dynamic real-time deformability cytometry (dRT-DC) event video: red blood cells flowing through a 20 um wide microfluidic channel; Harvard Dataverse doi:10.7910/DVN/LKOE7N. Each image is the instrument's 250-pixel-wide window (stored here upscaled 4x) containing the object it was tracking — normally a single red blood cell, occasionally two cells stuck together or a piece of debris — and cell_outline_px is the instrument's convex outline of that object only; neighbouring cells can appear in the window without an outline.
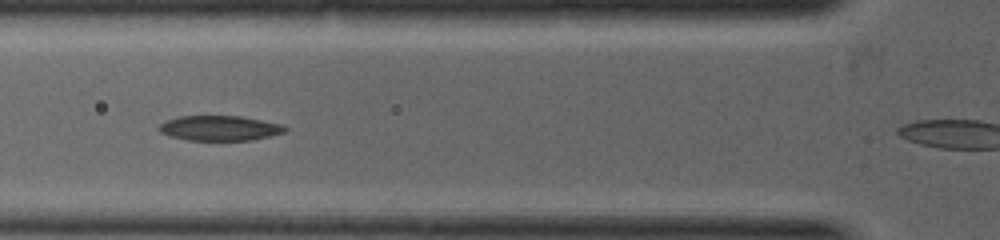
{"species": "common noctule bat (a hibernating species)", "species_latin": "Nyctalus noctula", "temperature_condition": "warm", "stored_images_in_passage": 7, "camera_frame_rate_fps": 5000, "um_per_image_px": 0.085, "animal": {"sex": "female", "body_mass_g": 19.0, "forearm_length_mm": 53.3}, "frame": {"image": 1, "passage_image": 4, "time_ms": 1.2, "image_size_px": [1000, 240], "cell_outline_px": [[288, 128], [284, 132], [252, 140], [188, 140], [172, 136], [160, 132], [160, 124], [176, 116], [240, 116], [284, 124]], "centroid_in_image_um": [18.71, 10.88], "position_along_channel_um": 107.1, "area_um2": 18.21}}
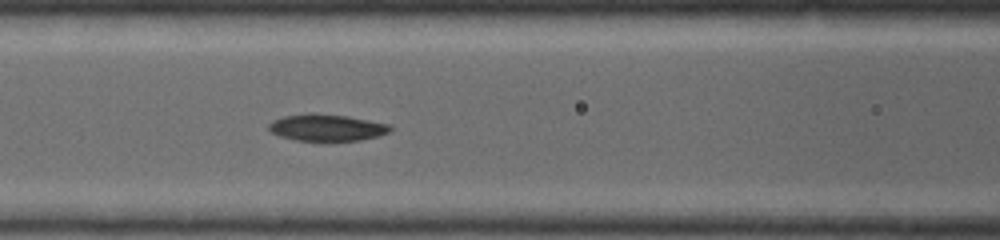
{"frame": {"image": 2, "passage_image": 5, "time_ms": 1.6, "image_size_px": [1000, 240], "cell_outline_px": [[392, 128], [388, 132], [376, 136], [360, 140], [296, 140], [280, 136], [272, 132], [268, 128], [268, 124], [272, 120], [284, 116], [308, 112], [316, 112], [348, 116], [388, 124]], "centroid_in_image_um": [27.72, 10.81], "position_along_channel_um": 138.9, "area_um2": 18.84}}